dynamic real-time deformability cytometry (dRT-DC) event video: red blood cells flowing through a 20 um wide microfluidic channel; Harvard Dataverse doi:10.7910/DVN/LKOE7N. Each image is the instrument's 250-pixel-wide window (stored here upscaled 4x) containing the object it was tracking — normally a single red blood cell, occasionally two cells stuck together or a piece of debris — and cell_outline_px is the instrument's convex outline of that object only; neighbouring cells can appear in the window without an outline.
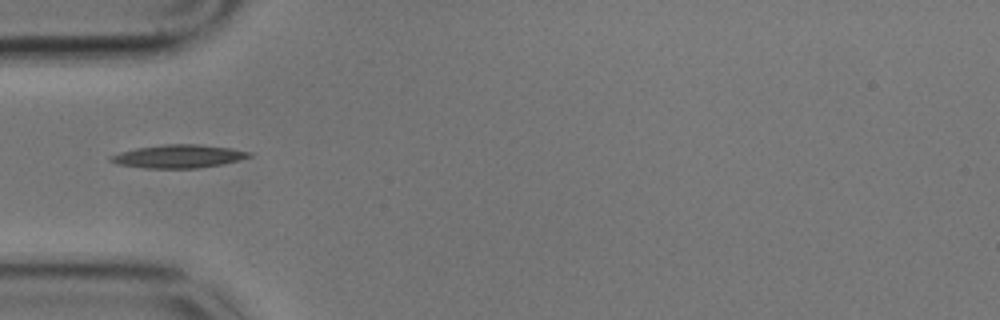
{"species": "common noctule bat (a hibernating species)", "species_latin": "Nyctalus noctula", "temperature_condition": "cold", "stored_images_in_passage": 41, "camera_frame_rate_fps": 3000, "um_per_image_px": 0.085, "animal": {"sex": "male", "body_mass_g": 17.9}, "frame": {"image": 1, "passage_image": 1, "time_ms": 0.0, "image_size_px": [1000, 320], "cell_outline_px": [[252, 156], [240, 160], [220, 164], [196, 168], [144, 168], [116, 164], [108, 160], [108, 156], [120, 152], [136, 148], [164, 144], [196, 144], [232, 148], [252, 152]], "centroid_in_image_um": [15.14, 13.28], "position_along_channel_um": 69.9, "area_um2": 18.79}}
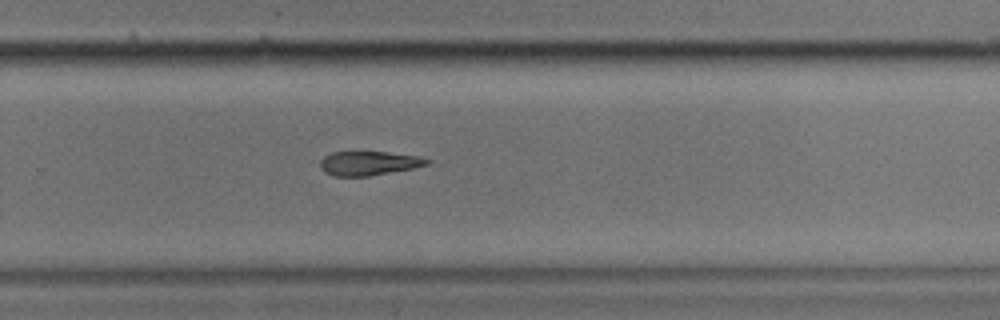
{"frame": {"image": 2, "passage_image": 21, "time_ms": 6.667, "image_size_px": [1000, 320], "cell_outline_px": [[432, 160], [428, 164], [412, 168], [368, 176], [332, 176], [324, 172], [320, 168], [320, 160], [324, 156], [332, 152], [388, 152], [416, 156]], "centroid_in_image_um": [31.3, 13.87], "position_along_channel_um": 298.5, "area_um2": 14.91}}
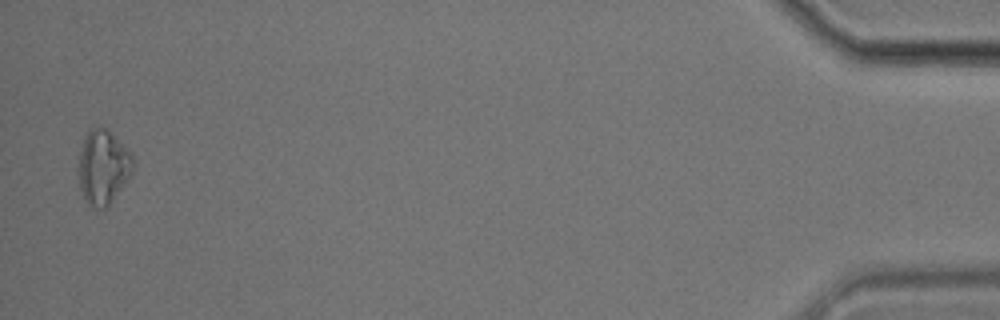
{"frame": {"image": 3, "passage_image": 40, "time_ms": 13.0, "image_size_px": [1000, 320], "cell_outline_px": [[132, 172], [108, 204], [104, 208], [96, 208], [84, 200], [80, 188], [80, 152], [84, 140], [88, 132], [96, 124], [108, 128], [132, 152]], "centroid_in_image_um": [8.77, 14.13], "position_along_channel_um": 426.4, "area_um2": 23.12}, "authors_computed_cell_mechanics": {"area_um2": 16.4152, "velocity_mm_per_s": 3.4283, "shape_relaxation_time_tau1_ms": 5.1849, "shape_relaxation_time_tau2_ms": null, "deformation_change_tau1": 0.1579, "deformation_change_tau2": null}}